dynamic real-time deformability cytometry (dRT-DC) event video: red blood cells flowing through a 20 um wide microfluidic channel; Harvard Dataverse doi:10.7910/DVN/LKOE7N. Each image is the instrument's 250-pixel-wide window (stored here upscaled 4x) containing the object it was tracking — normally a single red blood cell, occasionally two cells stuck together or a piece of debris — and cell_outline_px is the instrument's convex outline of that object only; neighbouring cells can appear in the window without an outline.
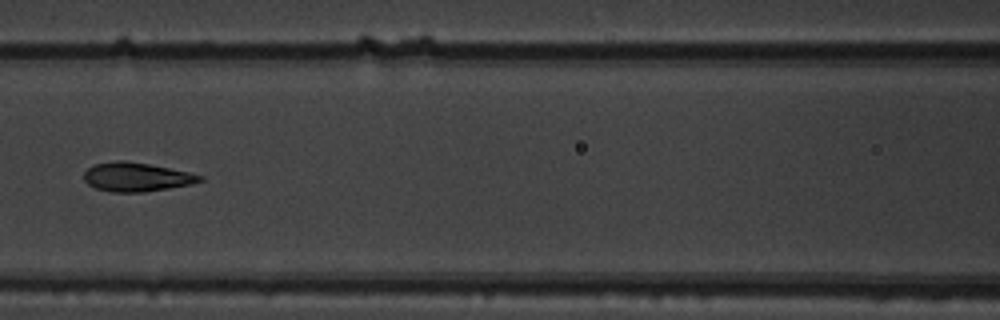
{"species": "common noctule bat (a hibernating species)", "species_latin": "Nyctalus noctula", "temperature_condition": "warm", "stored_images_in_passage": 7, "camera_frame_rate_fps": 3000, "um_per_image_px": 0.085, "animal": {"sex": "male", "body_mass_g": 19.5, "forearm_length_mm": 54.6}, "frame": {"image": 1, "passage_image": 7, "time_ms": 2.0, "image_size_px": [1000, 320], "cell_outline_px": [[204, 180], [192, 184], [144, 192], [112, 192], [96, 188], [88, 184], [84, 180], [84, 172], [92, 164], [116, 160], [124, 160], [148, 164], [188, 172], [204, 176]], "centroid_in_image_um": [11.58, 15.04], "position_along_channel_um": 155.0, "area_um2": 19.54}}